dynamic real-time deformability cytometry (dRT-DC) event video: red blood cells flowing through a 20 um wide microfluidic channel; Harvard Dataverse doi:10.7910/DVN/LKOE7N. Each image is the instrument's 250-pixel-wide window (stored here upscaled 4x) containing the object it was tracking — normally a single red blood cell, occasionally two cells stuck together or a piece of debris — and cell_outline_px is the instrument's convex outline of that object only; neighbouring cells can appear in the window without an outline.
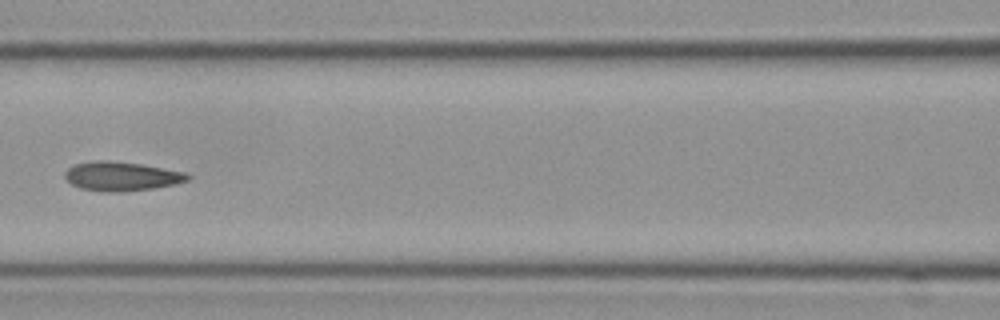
{"species": "Egyptian fruit bat (a non-hibernating species)", "species_latin": "Rousettus aegyptiacus", "temperature_condition": "cold", "stored_images_in_passage": 16, "camera_frame_rate_fps": 3000, "um_per_image_px": 0.085, "frame": {"image": 1, "passage_image": 7, "time_ms": 2.0, "image_size_px": [1000, 320], "cell_outline_px": [[192, 176], [188, 180], [176, 184], [152, 188], [120, 192], [104, 192], [80, 188], [72, 184], [64, 176], [64, 172], [68, 168], [76, 164], [96, 160], [108, 160], [140, 164], [184, 172]], "centroid_in_image_um": [10.31, 14.98], "position_along_channel_um": 156.3, "area_um2": 20.69}}
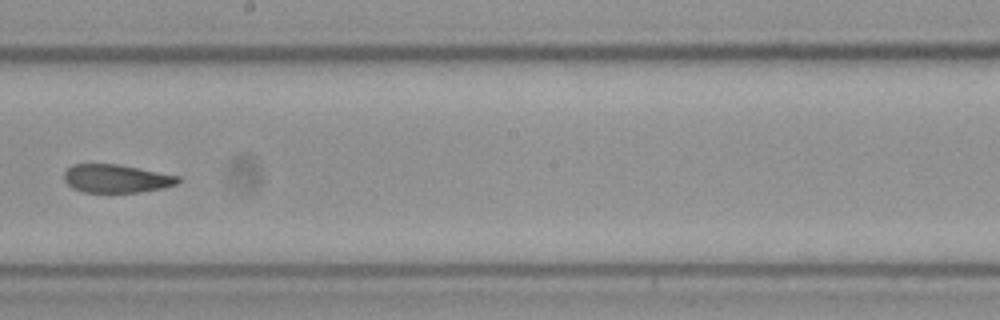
{"frame": {"image": 2, "passage_image": 9, "time_ms": 2.667, "image_size_px": [1000, 320], "cell_outline_px": [[180, 180], [176, 184], [164, 188], [140, 192], [84, 192], [72, 188], [64, 180], [64, 172], [72, 164], [120, 164], [180, 176]], "centroid_in_image_um": [9.89, 15.17], "position_along_channel_um": 238.3, "area_um2": 18.84}}
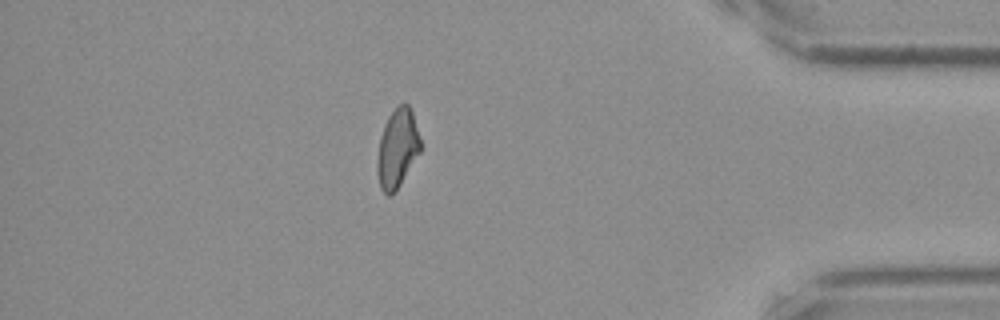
{"frame": {"image": 3, "passage_image": 16, "time_ms": 5.0, "image_size_px": [1000, 320], "cell_outline_px": [[420, 152], [400, 184], [388, 196], [380, 188], [376, 172], [376, 164], [380, 136], [384, 124], [388, 116], [400, 104], [408, 104], [412, 112], [420, 140]], "centroid_in_image_um": [33.74, 12.61], "position_along_channel_um": 401.5, "area_um2": 19.54}}